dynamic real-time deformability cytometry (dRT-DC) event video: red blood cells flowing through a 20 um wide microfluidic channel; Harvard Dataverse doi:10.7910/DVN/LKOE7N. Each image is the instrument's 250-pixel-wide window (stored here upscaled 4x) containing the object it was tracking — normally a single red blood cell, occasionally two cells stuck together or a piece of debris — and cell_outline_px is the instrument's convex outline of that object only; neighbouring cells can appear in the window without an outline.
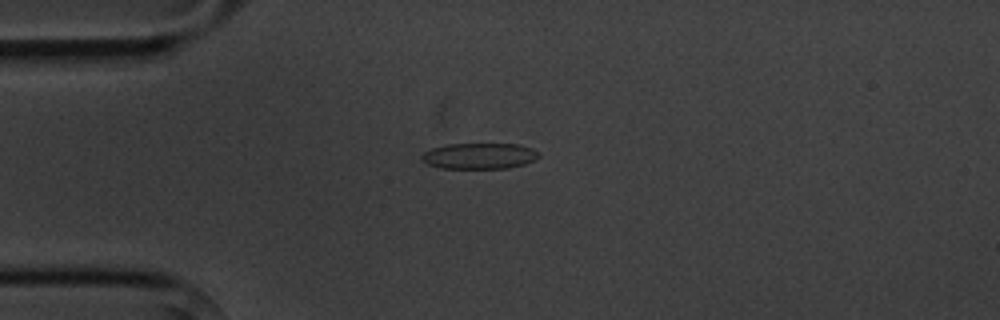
{"species": "common noctule bat (a hibernating species)", "species_latin": "Nyctalus noctula", "temperature_condition": "cold", "stored_images_in_passage": 5, "camera_frame_rate_fps": 3000, "um_per_image_px": 0.085, "animal": {"sex": "male", "body_mass_g": 20.1, "forearm_length_mm": 53.5}, "frame": {"image": 1, "passage_image": 5, "time_ms": 5.667, "image_size_px": [1000, 320], "cell_outline_px": [[540, 156], [536, 160], [524, 164], [508, 168], [440, 168], [428, 164], [420, 156], [424, 152], [432, 148], [444, 144], [520, 144], [532, 148], [540, 152]], "centroid_in_image_um": [40.79, 13.25], "position_along_channel_um": 44.2, "area_um2": 17.8}}